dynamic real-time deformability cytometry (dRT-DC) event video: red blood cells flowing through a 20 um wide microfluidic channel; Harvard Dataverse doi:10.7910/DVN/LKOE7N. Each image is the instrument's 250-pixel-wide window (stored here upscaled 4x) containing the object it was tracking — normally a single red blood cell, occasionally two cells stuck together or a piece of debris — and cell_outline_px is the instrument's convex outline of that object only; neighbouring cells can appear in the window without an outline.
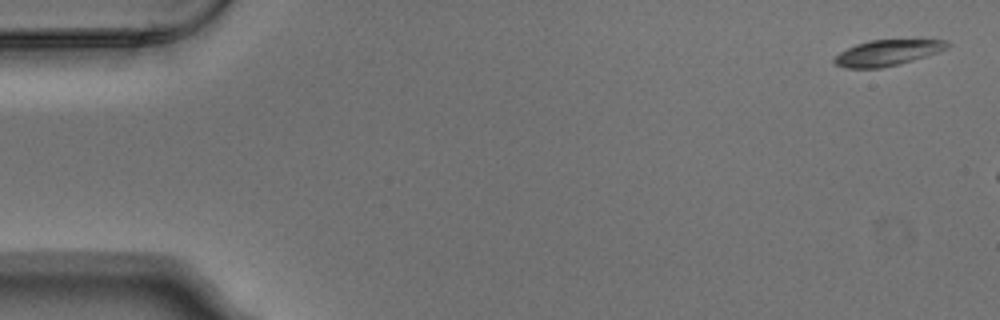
{"species": "Egyptian fruit bat (a non-hibernating species)", "species_latin": "Rousettus aegyptiacus", "temperature_condition": "warm", "stored_images_in_passage": 3, "camera_frame_rate_fps": 3000, "um_per_image_px": 0.085, "animal": {"sex": "male"}, "frame": {"image": 1, "passage_image": 1, "time_ms": 0.0, "image_size_px": [1000, 320], "cell_outline_px": [[952, 44], [948, 48], [900, 64], [880, 68], [844, 68], [836, 64], [832, 60], [840, 52], [856, 44], [868, 40], [948, 40]], "centroid_in_image_um": [75.41, 4.48], "position_along_channel_um": 9.6, "area_um2": 16.82}}